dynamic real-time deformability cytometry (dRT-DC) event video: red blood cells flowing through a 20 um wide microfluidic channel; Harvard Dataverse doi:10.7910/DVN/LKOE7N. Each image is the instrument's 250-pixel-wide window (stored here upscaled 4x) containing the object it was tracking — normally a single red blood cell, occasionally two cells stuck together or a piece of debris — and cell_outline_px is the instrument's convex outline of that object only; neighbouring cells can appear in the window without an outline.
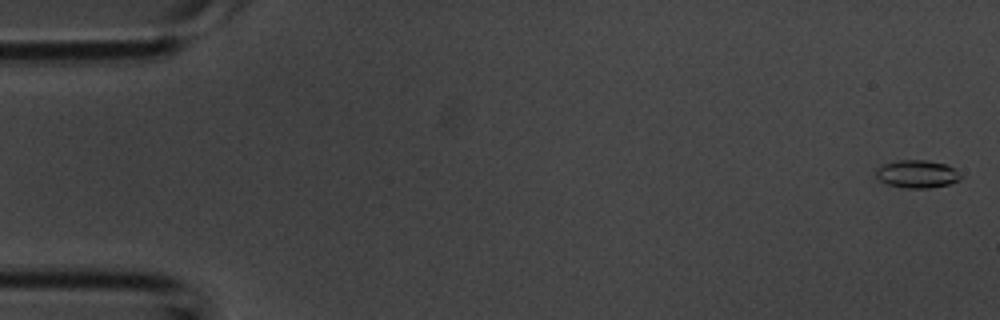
{"species": "common noctule bat (a hibernating species)", "species_latin": "Nyctalus noctula", "temperature_condition": "room temperature", "stored_images_in_passage": 43, "camera_frame_rate_fps": 3000, "um_per_image_px": 0.085, "animal": {"sex": "male", "body_mass_g": 20.1, "forearm_length_mm": 53.5}, "frame": {"image": 1, "passage_image": 1, "time_ms": 0.0, "image_size_px": [1000, 320], "cell_outline_px": [[960, 180], [948, 184], [928, 188], [904, 188], [888, 184], [880, 180], [876, 176], [876, 168], [884, 164], [900, 160], [928, 160], [944, 164], [952, 168], [960, 176]], "centroid_in_image_um": [77.91, 14.79], "position_along_channel_um": 7.1, "area_um2": 13.47}}
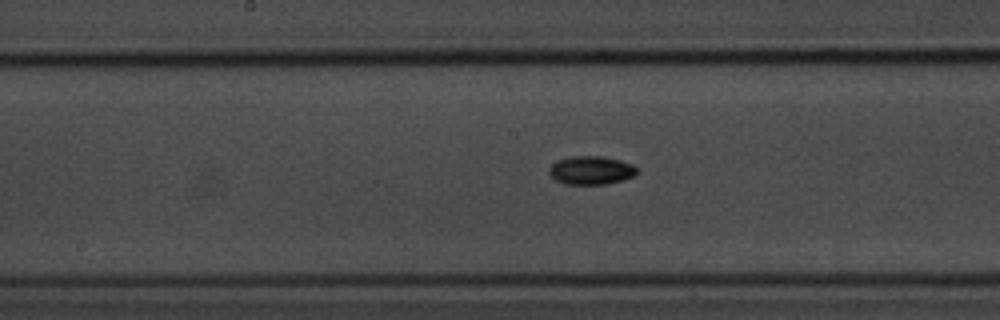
{"frame": {"image": 2, "passage_image": 22, "time_ms": 7.0, "image_size_px": [1000, 320], "cell_outline_px": [[636, 172], [632, 176], [624, 180], [608, 184], [564, 184], [556, 180], [548, 172], [548, 168], [552, 164], [560, 160], [572, 156], [600, 156], [620, 160], [632, 164], [636, 168]], "centroid_in_image_um": [50.23, 14.48], "position_along_channel_um": 198.0, "area_um2": 14.45}}
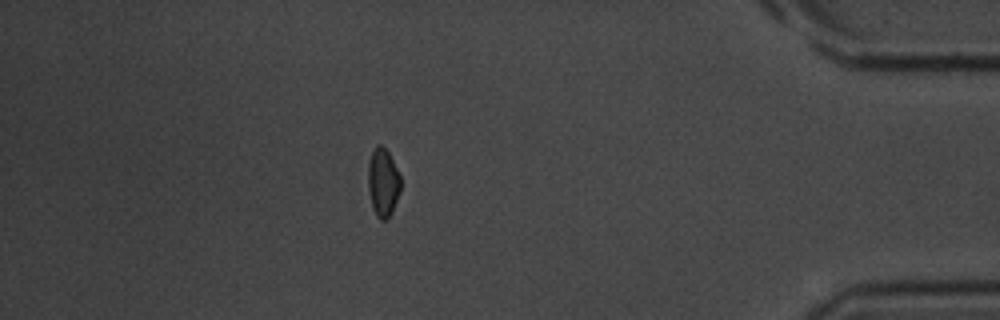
{"frame": {"image": 3, "passage_image": 38, "time_ms": 12.333, "image_size_px": [1000, 320], "cell_outline_px": [[400, 192], [392, 212], [388, 220], [380, 220], [376, 216], [372, 208], [368, 192], [368, 164], [372, 152], [376, 144], [380, 144], [388, 152], [400, 176]], "centroid_in_image_um": [32.54, 15.55], "position_along_channel_um": 402.7, "area_um2": 13.06}}